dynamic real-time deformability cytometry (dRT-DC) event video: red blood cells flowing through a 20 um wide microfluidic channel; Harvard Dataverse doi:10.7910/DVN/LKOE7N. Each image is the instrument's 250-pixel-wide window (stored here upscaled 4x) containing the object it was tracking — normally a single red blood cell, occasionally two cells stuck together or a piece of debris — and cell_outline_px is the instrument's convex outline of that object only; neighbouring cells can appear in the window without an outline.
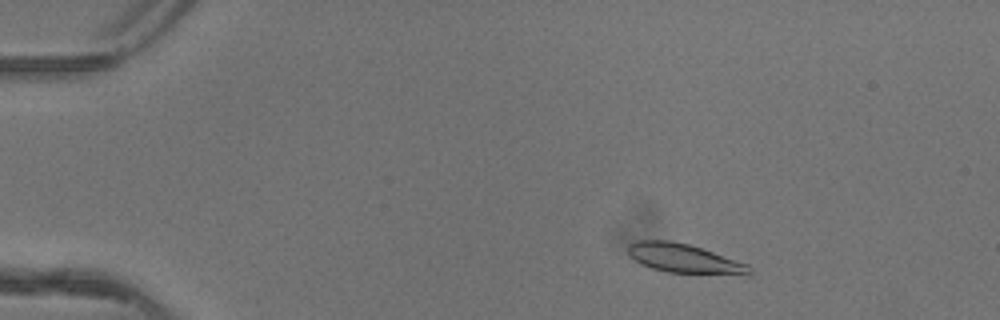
{"species": "common noctule bat (a hibernating species)", "species_latin": "Nyctalus noctula", "temperature_condition": "warm", "stored_images_in_passage": 48, "camera_frame_rate_fps": 3000, "um_per_image_px": 0.085, "animal": {"sex": "female"}, "frame": {"image": 1, "passage_image": 6, "time_ms": 1.667, "image_size_px": [1000, 320], "cell_outline_px": [[752, 272], [748, 276], [664, 272], [640, 264], [628, 252], [628, 244], [636, 240], [668, 240], [688, 244], [748, 264], [752, 268]], "centroid_in_image_um": [58.2, 22.0], "position_along_channel_um": 26.8, "area_um2": 20.81}}
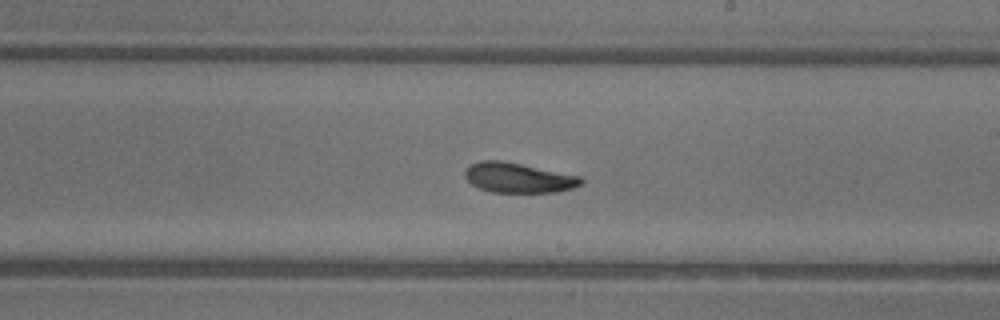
{"frame": {"image": 2, "passage_image": 28, "time_ms": 9.0, "image_size_px": [1000, 320], "cell_outline_px": [[584, 180], [580, 184], [572, 188], [556, 192], [492, 192], [480, 188], [472, 184], [464, 176], [464, 172], [472, 164], [480, 160], [500, 160], [580, 176]], "centroid_in_image_um": [44.05, 15.11], "position_along_channel_um": 245.0, "area_um2": 19.94}}
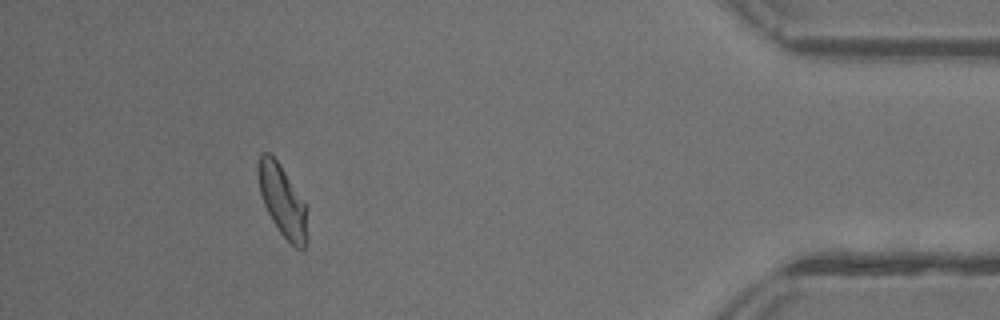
{"frame": {"image": 3, "passage_image": 44, "time_ms": 14.333, "image_size_px": [1000, 320], "cell_outline_px": [[308, 236], [304, 248], [296, 248], [280, 232], [272, 220], [264, 204], [260, 192], [260, 156], [264, 152], [268, 152], [276, 160], [308, 208]], "centroid_in_image_um": [24.08, 17.17], "position_along_channel_um": 411.1, "area_um2": 19.71}, "authors_computed_cell_mechanics": {"area_um2": 20.4612, "velocity_mm_per_s": 4.1391, "shape_relaxation_time_tau1_ms": 3.9592, "shape_relaxation_time_tau2_ms": 2.5446, "deformation_change_tau1": 0.1397, "deformation_change_tau2": 0.0862}}